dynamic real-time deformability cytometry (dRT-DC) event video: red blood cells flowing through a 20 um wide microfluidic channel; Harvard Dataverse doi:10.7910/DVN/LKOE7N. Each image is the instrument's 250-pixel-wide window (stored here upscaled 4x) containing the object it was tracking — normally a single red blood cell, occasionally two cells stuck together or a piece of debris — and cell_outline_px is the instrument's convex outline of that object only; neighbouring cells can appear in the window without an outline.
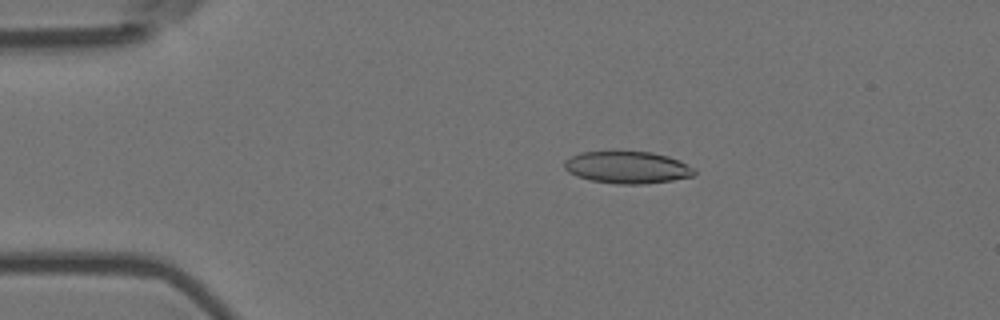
{"species": "Egyptian fruit bat (a non-hibernating species)", "species_latin": "Rousettus aegyptiacus", "temperature_condition": "room temperature", "stored_images_in_passage": 55, "camera_frame_rate_fps": 3000, "um_per_image_px": 0.085, "animal": {"sex": "female"}, "frame": {"image": 1, "passage_image": 11, "time_ms": 3.333, "image_size_px": [1000, 320], "cell_outline_px": [[696, 172], [692, 176], [672, 180], [644, 184], [616, 184], [592, 180], [576, 176], [568, 172], [564, 168], [564, 160], [580, 152], [652, 152], [668, 156], [680, 160], [692, 168]], "centroid_in_image_um": [53.3, 14.23], "position_along_channel_um": 31.7, "area_um2": 24.16}}
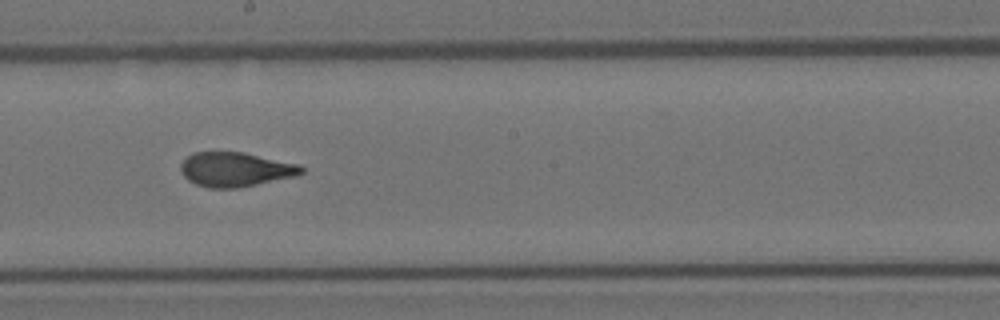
{"frame": {"image": 2, "passage_image": 31, "time_ms": 10.0, "image_size_px": [1000, 320], "cell_outline_px": [[304, 172], [296, 176], [236, 188], [208, 188], [196, 184], [188, 180], [180, 172], [180, 164], [192, 152], [244, 152], [300, 164], [304, 168]], "centroid_in_image_um": [20.01, 14.39], "position_along_channel_um": 228.2, "area_um2": 24.28}}
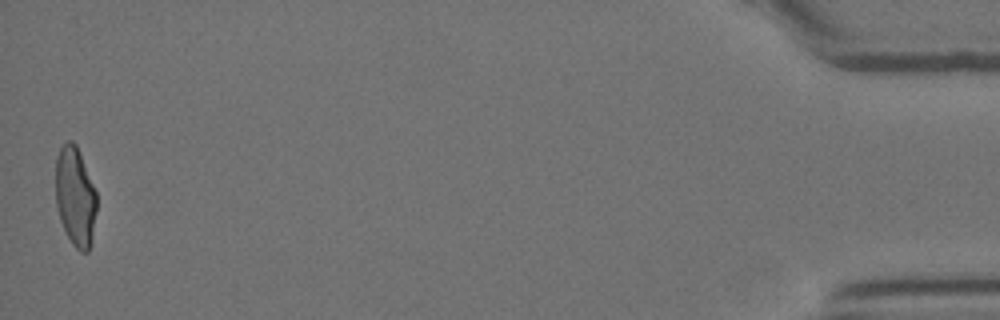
{"frame": {"image": 3, "passage_image": 55, "time_ms": 18.0, "image_size_px": [1000, 320], "cell_outline_px": [[96, 212], [92, 236], [88, 252], [80, 252], [72, 244], [60, 220], [56, 208], [56, 156], [60, 148], [68, 140], [72, 140], [76, 144], [96, 192]], "centroid_in_image_um": [6.38, 16.71], "position_along_channel_um": 428.8, "area_um2": 23.58}, "authors_computed_cell_mechanics": {"area_um2": 24.565, "velocity_mm_per_s": 3.677, "shape_relaxation_time_tau1_ms": 7.8155, "shape_relaxation_time_tau2_ms": 0.9586, "deformation_change_tau1": 0.2402, "deformation_change_tau2": 0.0797}}